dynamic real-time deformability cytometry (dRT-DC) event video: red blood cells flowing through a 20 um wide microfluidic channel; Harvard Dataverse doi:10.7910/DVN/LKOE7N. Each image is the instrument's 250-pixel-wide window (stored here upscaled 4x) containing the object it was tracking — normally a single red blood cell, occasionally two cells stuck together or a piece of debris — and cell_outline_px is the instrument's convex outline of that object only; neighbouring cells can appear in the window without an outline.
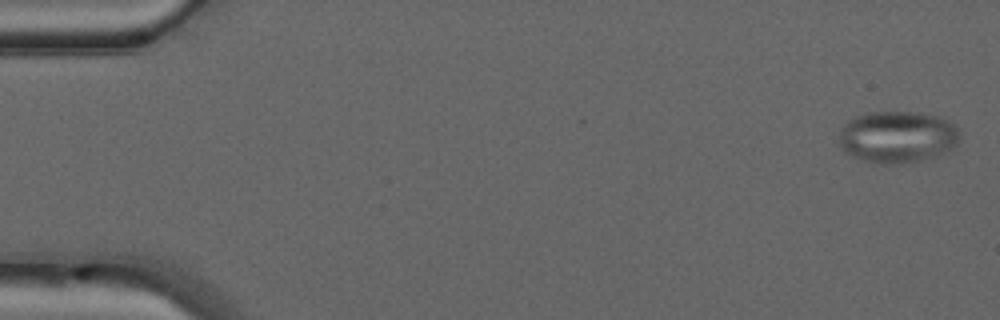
{"species": "common noctule bat (a hibernating species)", "species_latin": "Nyctalus noctula", "temperature_condition": "warm", "stored_images_in_passage": 49, "camera_frame_rate_fps": 3000, "um_per_image_px": 0.085, "animal": {"sex": "male", "forearm_length_mm": 52.5}, "frame": {"image": 1, "passage_image": 2, "time_ms": 0.333, "image_size_px": [1000, 320], "cell_outline_px": [[956, 144], [948, 152], [940, 156], [920, 160], [892, 164], [884, 164], [864, 160], [852, 156], [844, 152], [840, 148], [840, 132], [844, 124], [848, 120], [856, 116], [868, 112], [920, 112], [936, 116], [948, 120], [956, 124]], "centroid_in_image_um": [76.26, 11.63], "position_along_channel_um": 8.7, "area_um2": 36.41}}
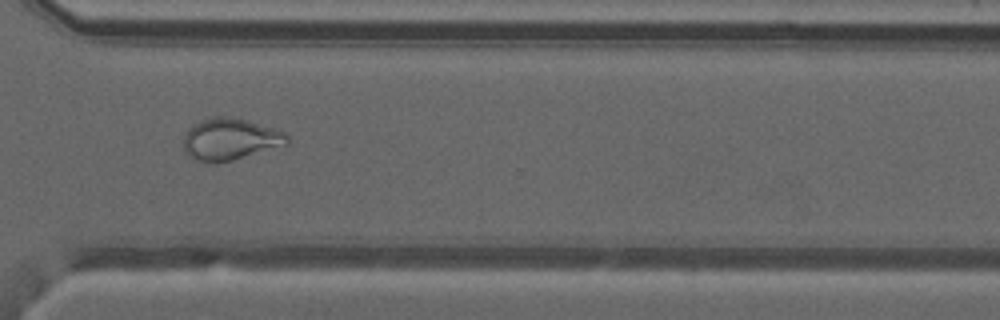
{"frame": {"image": 2, "passage_image": 37, "time_ms": 12.0, "image_size_px": [1000, 320], "cell_outline_px": [[288, 144], [232, 160], [192, 160], [184, 152], [184, 136], [188, 128], [192, 124], [200, 120], [216, 116], [220, 116], [248, 120], [284, 132], [288, 136]], "centroid_in_image_um": [19.53, 11.81], "position_along_channel_um": 351.1, "area_um2": 24.74}}
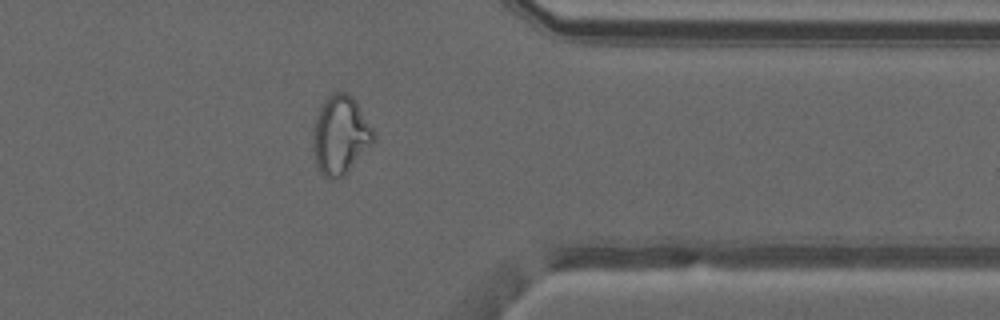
{"frame": {"image": 3, "passage_image": 40, "time_ms": 13.0, "image_size_px": [1000, 320], "cell_outline_px": [[376, 140], [344, 176], [332, 180], [324, 176], [316, 168], [312, 148], [312, 136], [316, 116], [320, 104], [332, 92], [348, 92], [356, 100], [376, 132]], "centroid_in_image_um": [28.93, 11.48], "position_along_channel_um": 382.5, "area_um2": 28.5}, "authors_computed_cell_mechanics": {"area_um2": 29.9404, "velocity_mm_per_s": 4.165, "shape_relaxation_time_tau1_ms": null, "shape_relaxation_time_tau2_ms": 1.1861, "deformation_change_tau1": null, "deformation_change_tau2": 0.0726}}